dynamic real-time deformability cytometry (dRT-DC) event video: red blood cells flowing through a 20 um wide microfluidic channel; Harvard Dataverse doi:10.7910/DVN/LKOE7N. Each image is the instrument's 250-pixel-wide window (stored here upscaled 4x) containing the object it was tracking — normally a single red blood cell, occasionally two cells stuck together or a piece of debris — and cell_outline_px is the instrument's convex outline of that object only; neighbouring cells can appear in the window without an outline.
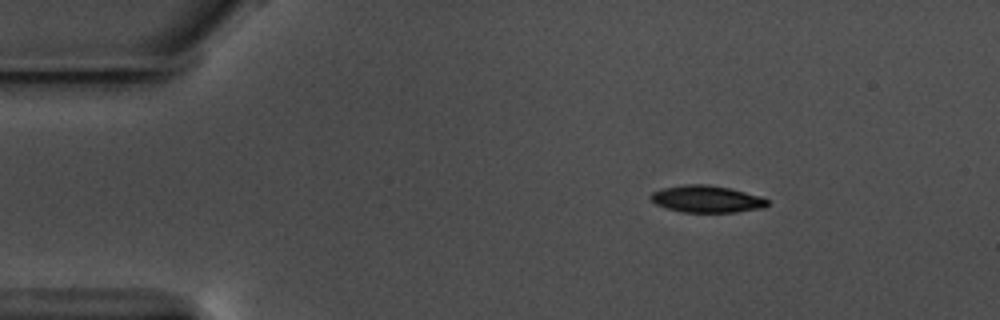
{"species": "common noctule bat (a hibernating species)", "species_latin": "Nyctalus noctula", "temperature_condition": "warm", "stored_images_in_passage": 50, "camera_frame_rate_fps": 3000, "um_per_image_px": 0.085, "animal": {"sex": "male", "body_mass_g": 17.5, "forearm_length_mm": 52.3}, "frame": {"image": 1, "passage_image": 1, "time_ms": 0.0, "image_size_px": [1000, 320], "cell_outline_px": [[768, 204], [764, 208], [736, 212], [684, 212], [668, 208], [656, 204], [648, 196], [652, 192], [660, 188], [684, 184], [708, 184], [728, 188], [760, 196], [768, 200]], "centroid_in_image_um": [60.04, 16.91], "position_along_channel_um": 25.0, "area_um2": 18.32}}
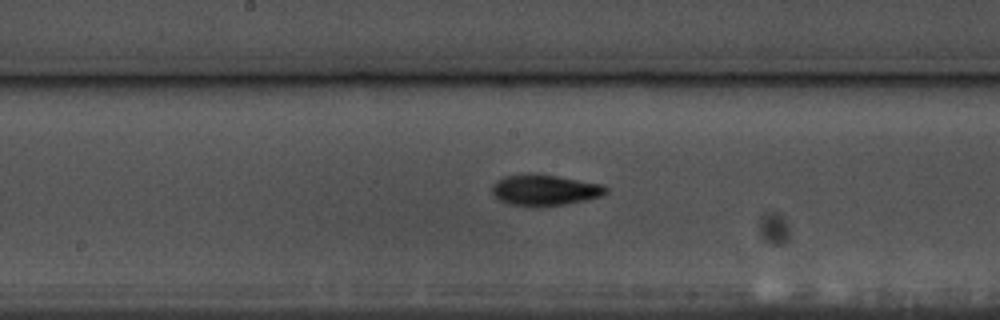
{"frame": {"image": 2, "passage_image": 22, "time_ms": 7.0, "image_size_px": [1000, 320], "cell_outline_px": [[608, 192], [604, 196], [564, 204], [508, 204], [500, 200], [492, 192], [492, 184], [504, 176], [532, 172], [536, 172], [604, 184], [608, 188]], "centroid_in_image_um": [46.35, 16.09], "position_along_channel_um": 201.9, "area_um2": 20.35}}
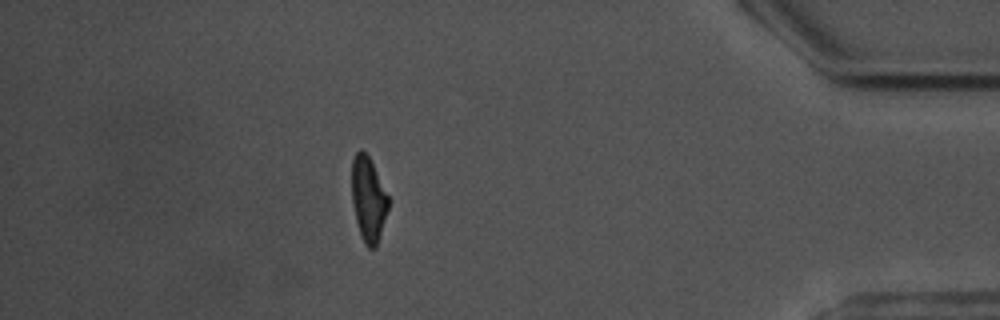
{"frame": {"image": 3, "passage_image": 43, "time_ms": 14.0, "image_size_px": [1000, 320], "cell_outline_px": [[388, 208], [376, 248], [368, 248], [364, 244], [356, 220], [352, 200], [352, 160], [356, 152], [360, 148], [368, 156], [388, 196]], "centroid_in_image_um": [31.29, 16.94], "position_along_channel_um": 403.9, "area_um2": 17.63}, "authors_computed_cell_mechanics": {"area_um2": 18.9584, "velocity_mm_per_s": 3.5405, "shape_relaxation_time_tau1_ms": 2.7126, "shape_relaxation_time_tau2_ms": 7.6961, "deformation_change_tau1": 0.1586, "deformation_change_tau2": 0.1196}}